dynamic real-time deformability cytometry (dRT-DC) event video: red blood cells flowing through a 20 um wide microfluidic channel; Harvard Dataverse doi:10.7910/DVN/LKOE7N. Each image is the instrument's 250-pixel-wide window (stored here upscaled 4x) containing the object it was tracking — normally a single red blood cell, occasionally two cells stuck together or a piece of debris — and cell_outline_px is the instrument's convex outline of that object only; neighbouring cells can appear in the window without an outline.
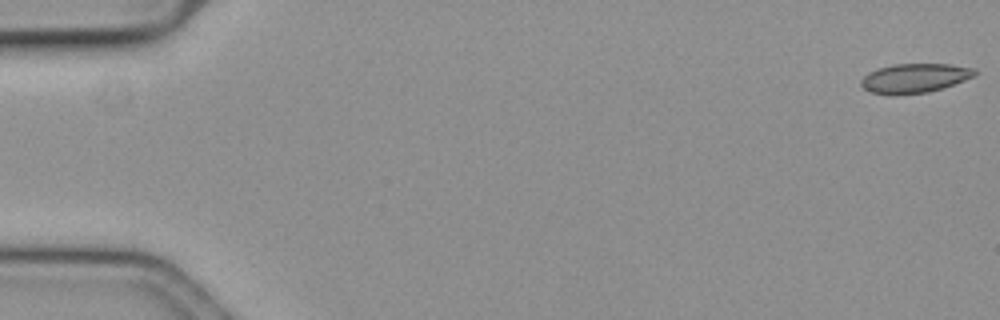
{"species": "common noctule bat (a hibernating species)", "species_latin": "Nyctalus noctula", "temperature_condition": "cold", "stored_images_in_passage": 14, "camera_frame_rate_fps": 3000, "um_per_image_px": 0.085, "animal": {"sex": "female", "body_mass_g": 19.3, "forearm_length_mm": 54.1}, "frame": {"image": 1, "passage_image": 1, "time_ms": 0.0, "image_size_px": [1000, 320], "cell_outline_px": [[980, 72], [976, 76], [944, 88], [928, 92], [896, 96], [888, 96], [872, 92], [864, 88], [860, 84], [860, 80], [868, 72], [876, 68], [892, 64], [948, 64], [976, 68]], "centroid_in_image_um": [77.76, 6.65], "position_along_channel_um": 7.2, "area_um2": 20.0}}